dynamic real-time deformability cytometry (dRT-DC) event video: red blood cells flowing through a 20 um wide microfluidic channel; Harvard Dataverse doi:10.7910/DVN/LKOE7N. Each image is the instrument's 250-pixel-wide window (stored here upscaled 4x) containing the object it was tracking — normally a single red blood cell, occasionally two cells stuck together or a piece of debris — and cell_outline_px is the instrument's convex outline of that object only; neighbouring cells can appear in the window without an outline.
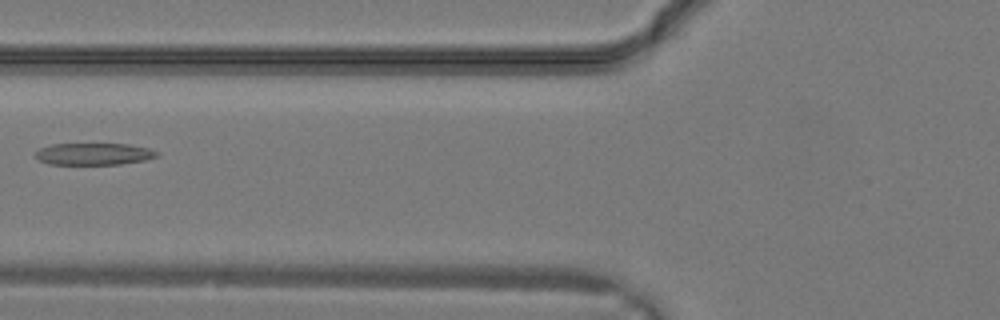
{"species": "common noctule bat (a hibernating species)", "species_latin": "Nyctalus noctula", "temperature_condition": "warm", "stored_images_in_passage": 4, "camera_frame_rate_fps": 3000, "um_per_image_px": 0.085, "animal": {"sex": "male", "body_mass_g": 19.2, "forearm_length_mm": 51.8}, "frame": {"image": 1, "passage_image": 3, "time_ms": 0.667, "image_size_px": [1000, 320], "cell_outline_px": [[160, 156], [144, 160], [120, 164], [48, 164], [40, 160], [36, 156], [36, 152], [40, 148], [52, 144], [128, 144], [148, 148], [156, 152]], "centroid_in_image_um": [7.98, 13.08], "position_along_channel_um": 117.8, "area_um2": 15.32}}